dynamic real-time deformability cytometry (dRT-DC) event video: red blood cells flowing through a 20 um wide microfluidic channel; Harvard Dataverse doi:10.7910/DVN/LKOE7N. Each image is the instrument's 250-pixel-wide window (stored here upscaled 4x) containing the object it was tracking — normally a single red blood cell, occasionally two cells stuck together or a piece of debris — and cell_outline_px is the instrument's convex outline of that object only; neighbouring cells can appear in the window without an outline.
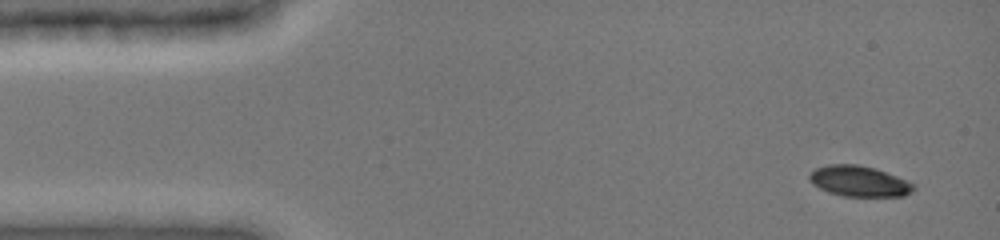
{"species": "common noctule bat (a hibernating species)", "species_latin": "Nyctalus noctula", "temperature_condition": "cold", "stored_images_in_passage": 5, "camera_frame_rate_fps": 3000, "um_per_image_px": 0.085, "animal": {"sex": "female", "body_mass_g": 19.0, "forearm_length_mm": 51.5}, "frame": {"image": 1, "passage_image": 1, "time_ms": 0.0, "image_size_px": [1000, 240], "cell_outline_px": [[916, 188], [912, 192], [904, 196], [844, 196], [828, 192], [812, 184], [808, 180], [808, 176], [816, 168], [828, 164], [856, 164], [876, 168], [916, 184]], "centroid_in_image_um": [73.04, 15.4], "position_along_channel_um": 12.0, "area_um2": 18.73}}
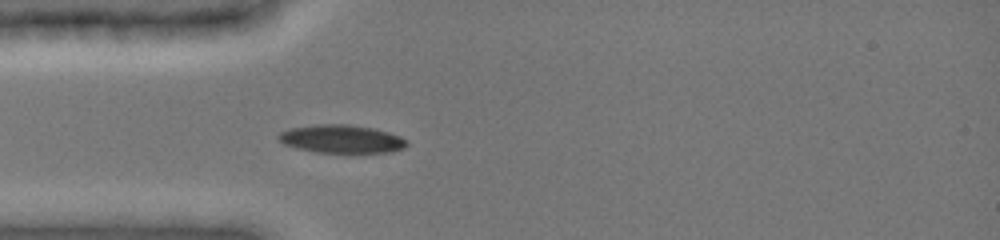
{"frame": {"image": 2, "passage_image": 5, "time_ms": 3.667, "image_size_px": [1000, 240], "cell_outline_px": [[408, 144], [404, 148], [392, 152], [316, 152], [296, 148], [284, 144], [276, 136], [280, 132], [288, 128], [316, 124], [348, 124], [376, 128], [400, 136], [408, 140]], "centroid_in_image_um": [29.03, 11.8], "position_along_channel_um": 56.0, "area_um2": 21.21}}